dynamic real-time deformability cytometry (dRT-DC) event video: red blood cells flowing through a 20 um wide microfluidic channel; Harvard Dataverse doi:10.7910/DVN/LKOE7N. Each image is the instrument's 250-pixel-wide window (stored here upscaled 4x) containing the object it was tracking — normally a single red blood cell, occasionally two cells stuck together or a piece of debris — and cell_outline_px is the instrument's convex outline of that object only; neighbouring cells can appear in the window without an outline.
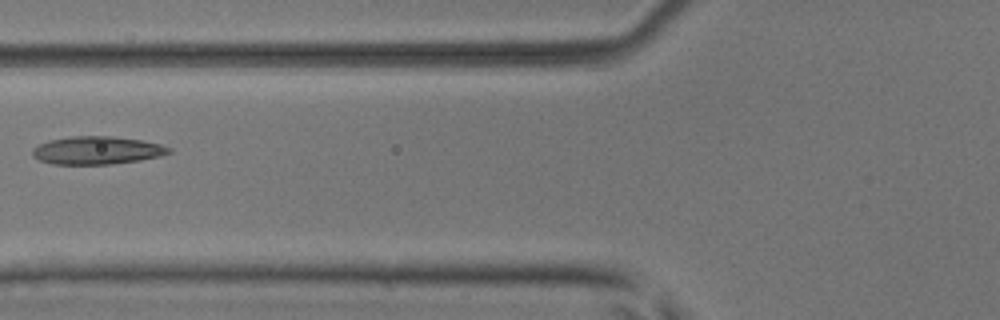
{"species": "common noctule bat (a hibernating species)", "species_latin": "Nyctalus noctula", "temperature_condition": "room temperature", "stored_images_in_passage": 6, "camera_frame_rate_fps": 3000, "um_per_image_px": 0.085, "animal": {"sex": "male", "body_mass_g": 17.9, "forearm_length_mm": 54.2}, "frame": {"image": 1, "passage_image": 5, "time_ms": 1.333, "image_size_px": [1000, 320], "cell_outline_px": [[172, 152], [160, 156], [140, 160], [112, 164], [52, 164], [40, 160], [32, 156], [32, 148], [48, 140], [72, 136], [112, 136], [144, 140], [160, 144], [172, 148]], "centroid_in_image_um": [8.26, 12.77], "position_along_channel_um": 117.5, "area_um2": 22.37}}
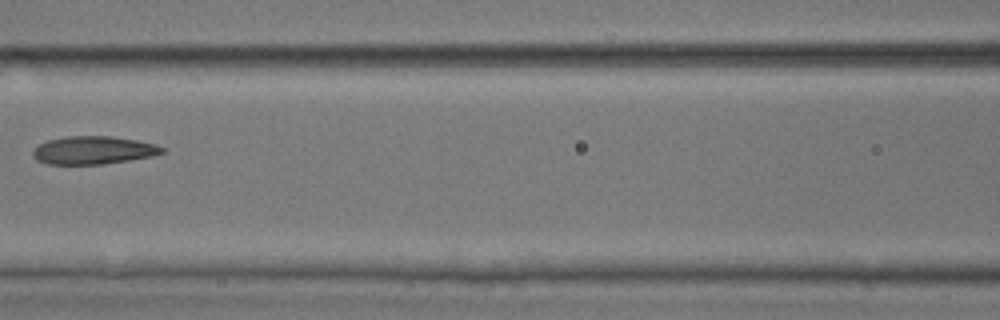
{"frame": {"image": 2, "passage_image": 6, "time_ms": 1.667, "image_size_px": [1000, 320], "cell_outline_px": [[164, 152], [152, 156], [104, 164], [48, 164], [36, 160], [32, 152], [40, 144], [48, 140], [64, 136], [108, 136], [136, 140], [156, 144], [164, 148]], "centroid_in_image_um": [7.93, 12.77], "position_along_channel_um": 158.7, "area_um2": 20.92}}